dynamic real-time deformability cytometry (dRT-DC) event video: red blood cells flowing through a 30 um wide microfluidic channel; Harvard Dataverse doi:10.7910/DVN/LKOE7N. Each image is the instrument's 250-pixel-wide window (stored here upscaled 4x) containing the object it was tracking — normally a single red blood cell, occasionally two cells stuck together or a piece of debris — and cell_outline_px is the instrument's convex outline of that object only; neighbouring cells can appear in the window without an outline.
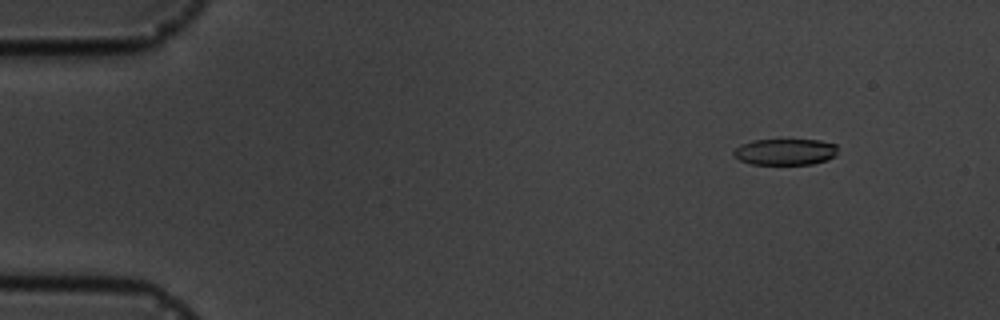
{"species": "common noctule bat (a hibernating species)", "species_latin": "Nyctalus noctula", "temperature_condition": "cold", "stored_images_in_passage": 5, "camera_frame_rate_fps": 3000, "um_per_image_px": 0.085, "animal": {"sex": "male", "body_mass_g": 19.5, "forearm_length_mm": 54.6}, "frame": {"image": 1, "passage_image": 2, "time_ms": 1.333, "image_size_px": [1000, 320], "cell_outline_px": [[836, 156], [828, 160], [812, 164], [752, 164], [740, 160], [732, 152], [740, 144], [752, 140], [820, 140], [836, 144]], "centroid_in_image_um": [66.76, 12.9], "position_along_channel_um": 18.2, "area_um2": 15.95}}
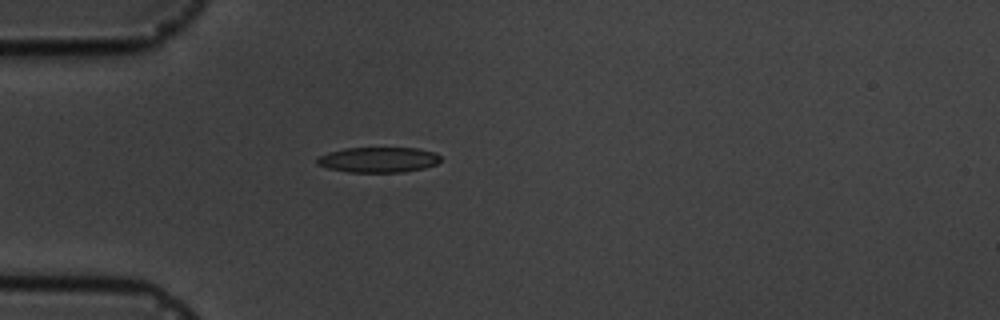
{"frame": {"image": 2, "passage_image": 5, "time_ms": 4.667, "image_size_px": [1000, 320], "cell_outline_px": [[440, 160], [436, 164], [424, 168], [404, 172], [348, 172], [328, 168], [316, 164], [316, 160], [320, 156], [328, 152], [344, 148], [416, 148], [436, 152], [440, 156]], "centroid_in_image_um": [32.16, 13.58], "position_along_channel_um": 52.8, "area_um2": 18.26}}